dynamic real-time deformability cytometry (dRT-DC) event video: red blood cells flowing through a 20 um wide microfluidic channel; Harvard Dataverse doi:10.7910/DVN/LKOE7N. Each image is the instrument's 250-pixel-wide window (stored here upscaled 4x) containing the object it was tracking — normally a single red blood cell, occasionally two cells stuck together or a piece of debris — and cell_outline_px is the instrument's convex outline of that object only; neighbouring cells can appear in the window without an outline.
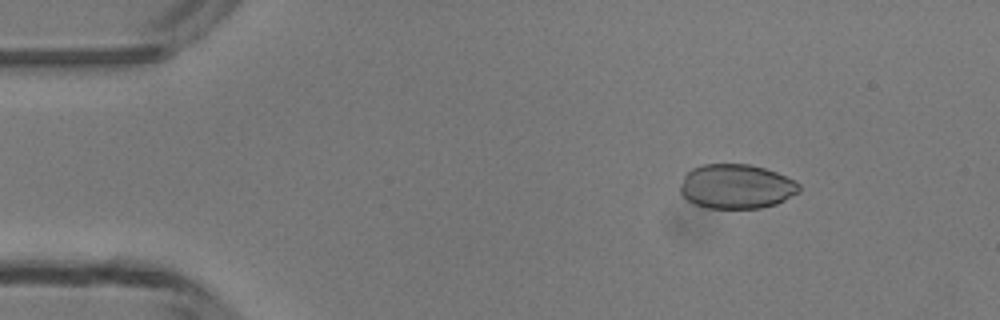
{"species": "common noctule bat (a hibernating species)", "species_latin": "Nyctalus noctula", "temperature_condition": "room temperature", "stored_images_in_passage": 48, "camera_frame_rate_fps": 3000, "um_per_image_px": 0.085, "animal": {"sex": "male", "body_mass_g": 13.3}, "frame": {"image": 1, "passage_image": 7, "time_ms": 2.0, "image_size_px": [1000, 320], "cell_outline_px": [[800, 192], [776, 204], [760, 208], [708, 208], [696, 204], [688, 200], [680, 192], [680, 184], [684, 176], [692, 168], [700, 164], [748, 164], [764, 168], [776, 172], [796, 180], [800, 184]], "centroid_in_image_um": [62.61, 15.84], "position_along_channel_um": 22.4, "area_um2": 30.92}}
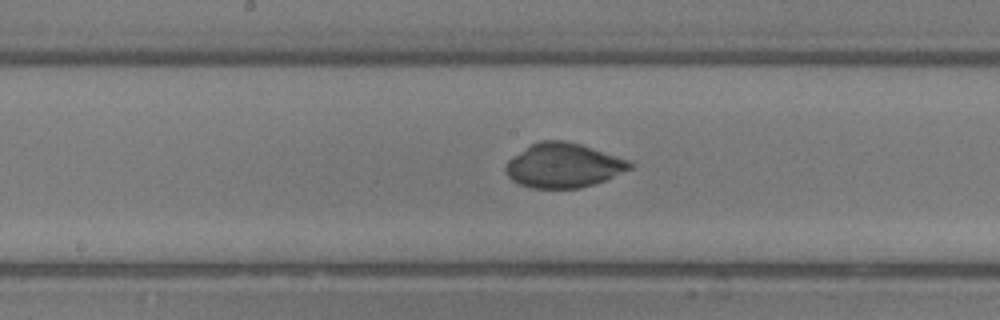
{"frame": {"image": 2, "passage_image": 25, "time_ms": 8.0, "image_size_px": [1000, 320], "cell_outline_px": [[632, 168], [604, 180], [580, 188], [532, 188], [520, 184], [512, 180], [508, 176], [504, 168], [508, 160], [512, 156], [532, 144], [540, 140], [564, 140], [580, 144], [628, 160], [632, 164]], "centroid_in_image_um": [47.85, 14.06], "position_along_channel_um": 200.4, "area_um2": 31.79}}
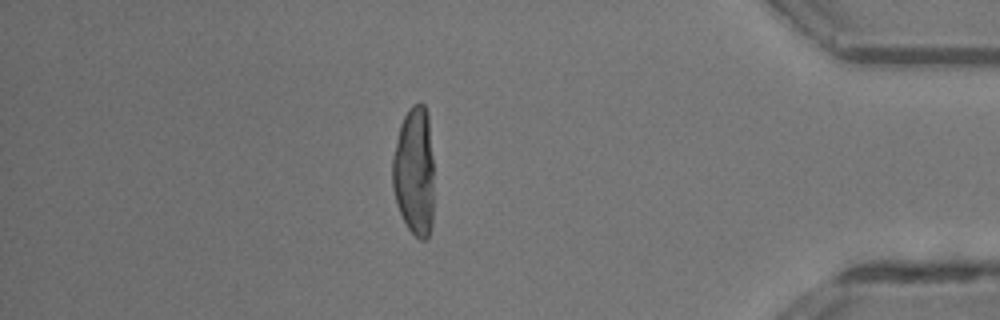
{"frame": {"image": 3, "passage_image": 42, "time_ms": 13.667, "image_size_px": [1000, 320], "cell_outline_px": [[432, 228], [428, 236], [424, 240], [420, 240], [408, 228], [396, 204], [392, 188], [392, 156], [400, 124], [408, 108], [412, 104], [424, 104], [428, 112], [432, 156]], "centroid_in_image_um": [35.19, 14.55], "position_along_channel_um": 400.0, "area_um2": 31.33}}